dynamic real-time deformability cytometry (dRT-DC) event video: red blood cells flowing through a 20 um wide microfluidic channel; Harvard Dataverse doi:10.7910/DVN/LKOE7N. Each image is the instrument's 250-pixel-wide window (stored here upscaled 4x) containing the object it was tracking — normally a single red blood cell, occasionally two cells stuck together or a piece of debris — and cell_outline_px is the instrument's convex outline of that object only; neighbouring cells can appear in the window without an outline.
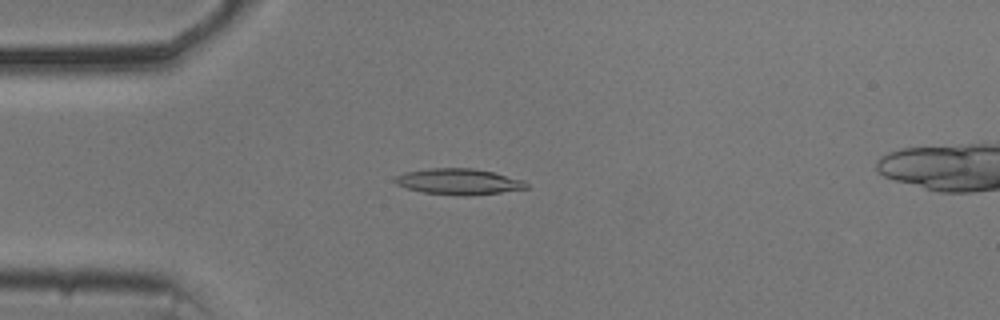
{"species": "common noctule bat (a hibernating species)", "species_latin": "Nyctalus noctula", "temperature_condition": "cold", "stored_images_in_passage": 55, "camera_frame_rate_fps": 3000, "um_per_image_px": 0.085, "animal": {"sex": "male", "body_mass_g": 20.5, "forearm_length_mm": 52.5}, "frame": {"image": 1, "passage_image": 14, "time_ms": 4.333, "image_size_px": [1000, 320], "cell_outline_px": [[528, 188], [500, 192], [468, 196], [464, 196], [424, 192], [408, 188], [396, 184], [392, 180], [396, 176], [408, 172], [428, 168], [472, 168], [492, 172], [524, 180], [528, 184]], "centroid_in_image_um": [38.99, 15.43], "position_along_channel_um": 46.0, "area_um2": 19.65}}
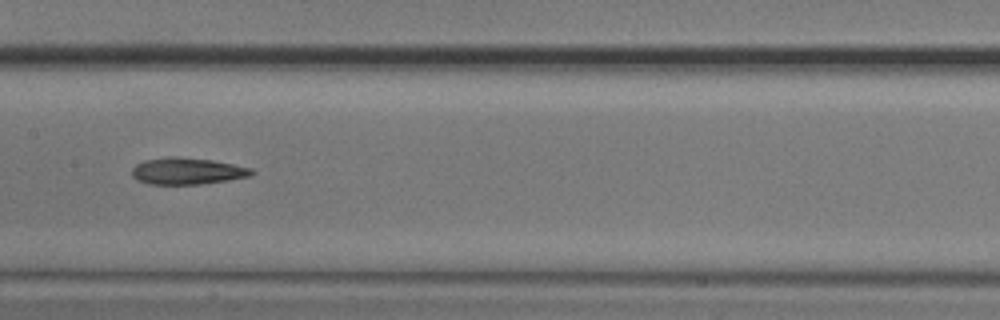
{"frame": {"image": 2, "passage_image": 27, "time_ms": 8.667, "image_size_px": [1000, 320], "cell_outline_px": [[256, 172], [248, 176], [228, 180], [200, 184], [148, 184], [136, 180], [132, 176], [132, 168], [136, 164], [144, 160], [168, 156], [176, 156], [212, 160], [252, 168]], "centroid_in_image_um": [15.87, 14.54], "position_along_channel_um": 191.5, "area_um2": 18.67}}
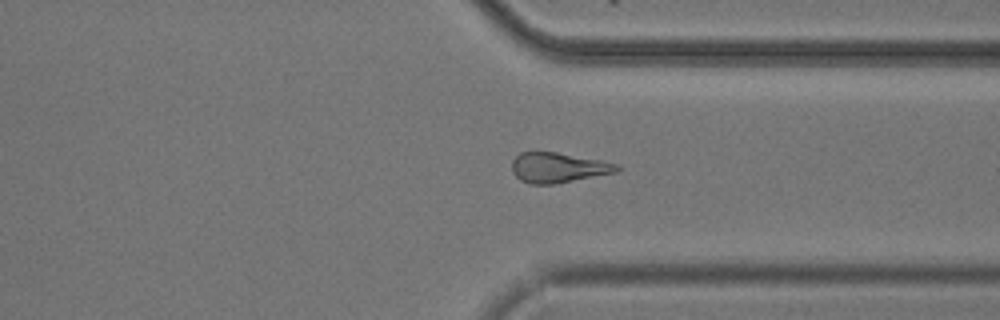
{"frame": {"image": 3, "passage_image": 41, "time_ms": 13.333, "image_size_px": [1000, 320], "cell_outline_px": [[620, 172], [556, 184], [532, 184], [520, 180], [512, 172], [512, 160], [520, 152], [556, 152], [600, 160], [620, 164]], "centroid_in_image_um": [47.48, 14.26], "position_along_channel_um": 363.9, "area_um2": 18.61}}